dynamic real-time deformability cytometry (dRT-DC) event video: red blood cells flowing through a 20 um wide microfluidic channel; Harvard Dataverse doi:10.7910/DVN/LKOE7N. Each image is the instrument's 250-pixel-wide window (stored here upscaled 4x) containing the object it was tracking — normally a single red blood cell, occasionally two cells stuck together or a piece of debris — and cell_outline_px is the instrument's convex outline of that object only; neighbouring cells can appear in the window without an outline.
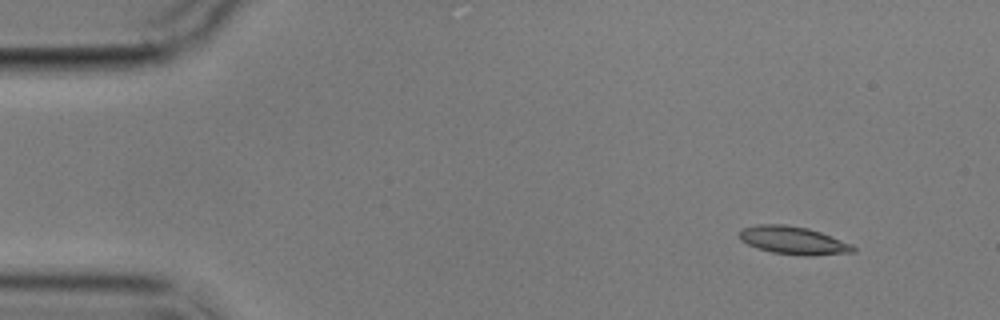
{"species": "common noctule bat (a hibernating species)", "species_latin": "Nyctalus noctula", "temperature_condition": "cold", "stored_images_in_passage": 3, "camera_frame_rate_fps": 3000, "um_per_image_px": 0.085, "animal": {"sex": "male", "body_mass_g": 17.9}, "frame": {"image": 1, "passage_image": 1, "time_ms": 0.0, "image_size_px": [1000, 320], "cell_outline_px": [[856, 252], [812, 256], [804, 256], [772, 252], [756, 248], [740, 240], [740, 228], [756, 224], [784, 224], [808, 228], [820, 232], [852, 244], [856, 248]], "centroid_in_image_um": [67.43, 20.43], "position_along_channel_um": 17.6, "area_um2": 18.67}}
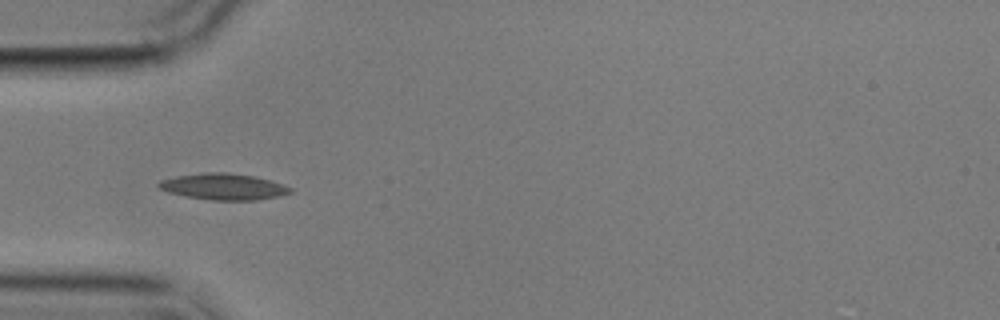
{"frame": {"image": 2, "passage_image": 3, "time_ms": 4.0, "image_size_px": [1000, 320], "cell_outline_px": [[292, 192], [280, 196], [256, 200], [212, 200], [184, 196], [168, 192], [156, 188], [156, 184], [160, 180], [176, 176], [204, 172], [224, 172], [256, 176], [272, 180], [284, 184], [292, 188]], "centroid_in_image_um": [18.99, 15.86], "position_along_channel_um": 66.0, "area_um2": 20.46}}